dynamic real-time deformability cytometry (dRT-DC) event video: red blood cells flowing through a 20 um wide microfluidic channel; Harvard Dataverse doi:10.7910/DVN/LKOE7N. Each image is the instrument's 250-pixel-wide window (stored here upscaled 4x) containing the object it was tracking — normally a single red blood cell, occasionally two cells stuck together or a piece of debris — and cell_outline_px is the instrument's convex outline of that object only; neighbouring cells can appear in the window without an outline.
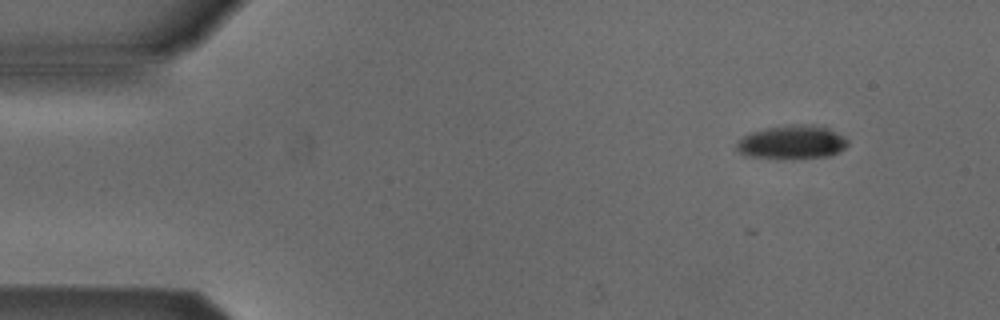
{"species": "Egyptian fruit bat (a non-hibernating species)", "species_latin": "Rousettus aegyptiacus", "temperature_condition": "cold", "stored_images_in_passage": 6, "camera_frame_rate_fps": 3000, "um_per_image_px": 0.085, "animal": {"sex": "male"}, "frame": {"image": 1, "passage_image": 1, "time_ms": 0.0, "image_size_px": [1000, 320], "cell_outline_px": [[848, 144], [844, 148], [832, 156], [792, 160], [776, 160], [748, 156], [740, 152], [736, 148], [736, 144], [744, 136], [752, 132], [768, 128], [788, 124], [812, 124], [828, 128], [844, 136], [848, 140]], "centroid_in_image_um": [67.35, 12.12], "position_along_channel_um": 17.7, "area_um2": 22.37}}
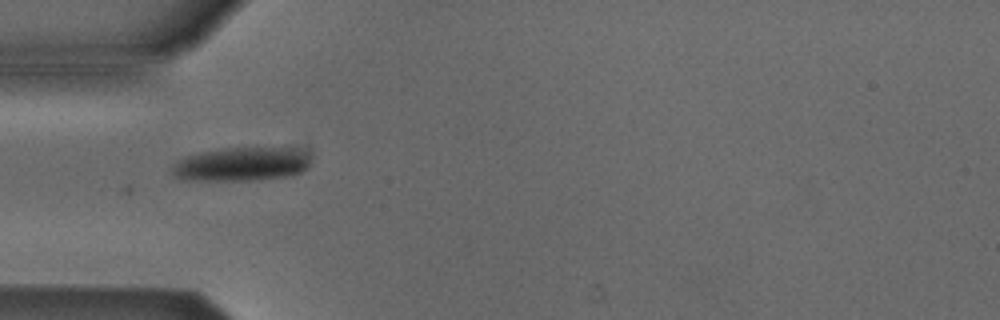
{"frame": {"image": 2, "passage_image": 4, "time_ms": 3.667, "image_size_px": [1000, 320], "cell_outline_px": [[308, 168], [292, 176], [252, 180], [180, 180], [172, 176], [172, 164], [176, 160], [184, 156], [200, 152], [220, 148], [296, 148], [308, 152]], "centroid_in_image_um": [20.47, 13.95], "position_along_channel_um": 64.5, "area_um2": 27.69}}
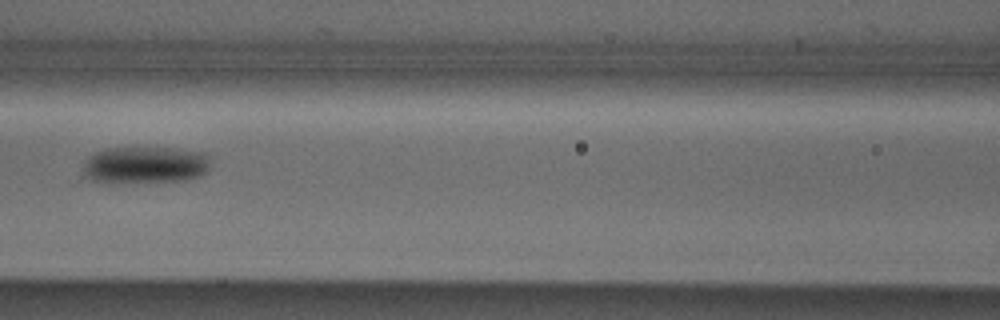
{"frame": {"image": 3, "passage_image": 6, "time_ms": 6.0, "image_size_px": [1000, 320], "cell_outline_px": [[208, 172], [204, 176], [188, 180], [112, 184], [92, 180], [84, 172], [84, 164], [88, 156], [96, 152], [108, 148], [176, 148], [208, 152]], "centroid_in_image_um": [12.39, 14.04], "position_along_channel_um": 154.2, "area_um2": 28.09}}